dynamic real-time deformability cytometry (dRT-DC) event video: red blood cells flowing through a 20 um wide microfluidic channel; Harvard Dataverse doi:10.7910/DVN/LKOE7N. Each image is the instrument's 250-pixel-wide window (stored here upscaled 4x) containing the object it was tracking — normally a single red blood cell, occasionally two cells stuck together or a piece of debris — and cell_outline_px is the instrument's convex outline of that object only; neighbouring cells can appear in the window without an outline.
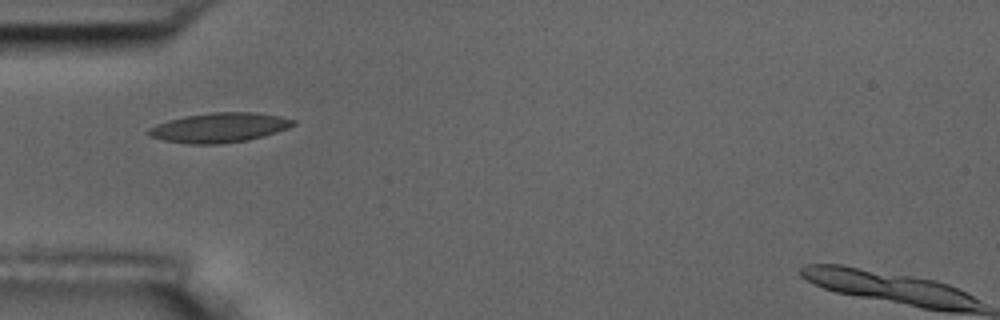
{"species": "common noctule bat (a hibernating species)", "species_latin": "Nyctalus noctula", "temperature_condition": "room temperature", "stored_images_in_passage": 39, "camera_frame_rate_fps": 3000, "um_per_image_px": 0.085, "animal": {"sex": "male", "body_mass_g": 17.5, "forearm_length_mm": 52.3}, "frame": {"image": 1, "passage_image": 1, "time_ms": 0.0, "image_size_px": [1000, 320], "cell_outline_px": [[296, 124], [288, 128], [264, 136], [248, 140], [220, 144], [188, 144], [164, 140], [152, 136], [148, 132], [148, 128], [156, 124], [168, 120], [184, 116], [212, 112], [256, 112], [280, 116], [296, 120]], "centroid_in_image_um": [18.67, 10.84], "position_along_channel_um": 66.3, "area_um2": 25.03}}
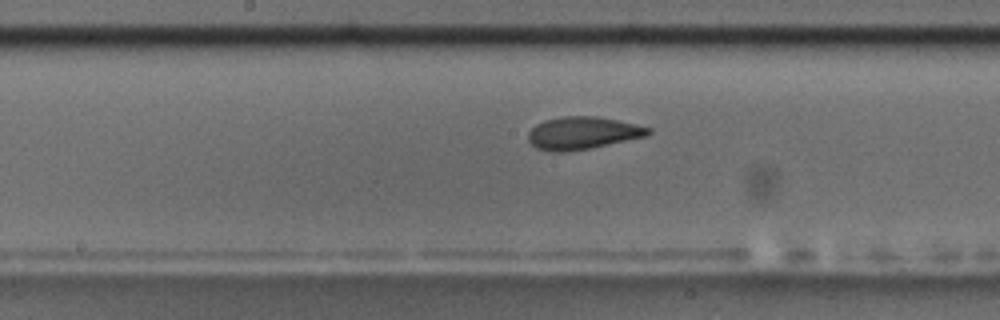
{"frame": {"image": 2, "passage_image": 12, "time_ms": 3.667, "image_size_px": [1000, 320], "cell_outline_px": [[652, 132], [644, 136], [588, 148], [568, 152], [552, 152], [536, 148], [528, 140], [528, 132], [536, 124], [544, 120], [560, 116], [596, 116], [636, 124], [652, 128]], "centroid_in_image_um": [49.47, 11.3], "position_along_channel_um": 198.7, "area_um2": 22.6}}
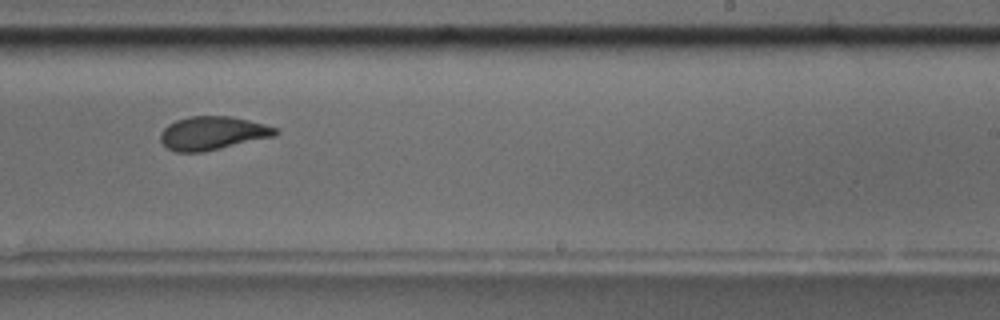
{"frame": {"image": 3, "passage_image": 18, "time_ms": 5.667, "image_size_px": [1000, 320], "cell_outline_px": [[280, 132], [276, 136], [204, 152], [176, 152], [168, 148], [160, 140], [160, 132], [168, 124], [176, 120], [188, 116], [232, 116], [280, 128]], "centroid_in_image_um": [18.1, 11.31], "position_along_channel_um": 270.9, "area_um2": 22.66}, "authors_computed_cell_mechanics": {"area_um2": 22.7732, "velocity_mm_per_s": 3.6199, "shape_relaxation_time_tau1_ms": 4.7025, "shape_relaxation_time_tau2_ms": 1.2757, "deformation_change_tau1": 0.1651, "deformation_change_tau2": 0.0524}}